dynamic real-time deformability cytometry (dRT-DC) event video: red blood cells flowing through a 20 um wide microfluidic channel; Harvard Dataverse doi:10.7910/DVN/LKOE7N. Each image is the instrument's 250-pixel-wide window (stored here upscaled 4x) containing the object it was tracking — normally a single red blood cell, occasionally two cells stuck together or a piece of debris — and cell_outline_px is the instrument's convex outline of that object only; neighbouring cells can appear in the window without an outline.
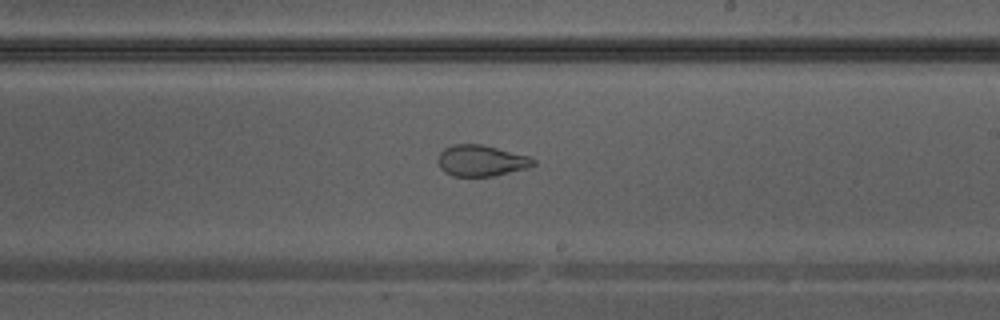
{"species": "Egyptian fruit bat (a non-hibernating species)", "species_latin": "Rousettus aegyptiacus", "temperature_condition": "warm", "stored_images_in_passage": 38, "camera_frame_rate_fps": 3000, "um_per_image_px": 0.085, "animal": {"sex": "male"}, "frame": {"image": 1, "passage_image": 22, "time_ms": 7.0, "image_size_px": [1000, 320], "cell_outline_px": [[536, 164], [528, 168], [496, 176], [452, 176], [444, 172], [440, 168], [440, 152], [444, 148], [452, 144], [480, 144], [528, 156], [536, 160]], "centroid_in_image_um": [40.92, 13.67], "position_along_channel_um": 248.1, "area_um2": 17.22}}